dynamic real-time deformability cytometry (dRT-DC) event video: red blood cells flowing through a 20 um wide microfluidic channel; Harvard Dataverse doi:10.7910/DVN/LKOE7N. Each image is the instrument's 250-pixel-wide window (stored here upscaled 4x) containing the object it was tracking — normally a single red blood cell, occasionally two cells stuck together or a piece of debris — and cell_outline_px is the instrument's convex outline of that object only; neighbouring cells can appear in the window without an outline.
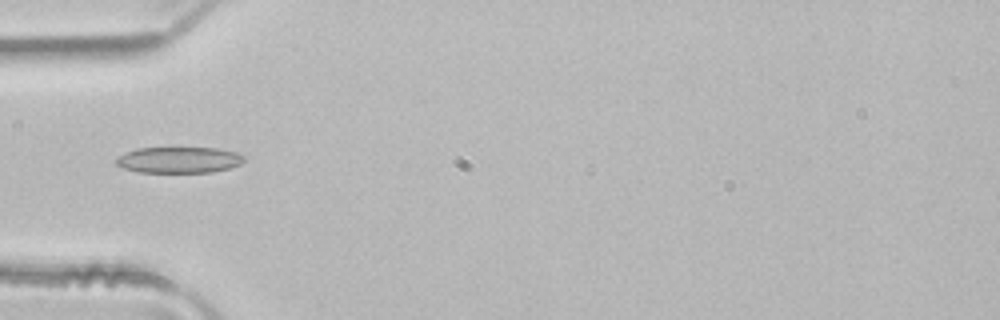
{"species": "common noctule bat (a hibernating species)", "species_latin": "Nyctalus noctula", "temperature_condition": "room temperature", "stored_images_in_passage": 2, "camera_frame_rate_fps": 3000, "um_per_image_px": 0.085, "animal": {"sex": "male", "body_mass_g": 21.5, "forearm_length_mm": 52.0}, "frame": {"image": 1, "passage_image": 2, "time_ms": 0.333, "image_size_px": [1000, 320], "cell_outline_px": [[244, 160], [240, 164], [228, 168], [212, 172], [140, 172], [124, 168], [116, 164], [116, 156], [124, 152], [136, 148], [216, 148], [236, 152], [244, 156]], "centroid_in_image_um": [15.17, 13.58], "position_along_channel_um": 69.8, "area_um2": 19.42}}